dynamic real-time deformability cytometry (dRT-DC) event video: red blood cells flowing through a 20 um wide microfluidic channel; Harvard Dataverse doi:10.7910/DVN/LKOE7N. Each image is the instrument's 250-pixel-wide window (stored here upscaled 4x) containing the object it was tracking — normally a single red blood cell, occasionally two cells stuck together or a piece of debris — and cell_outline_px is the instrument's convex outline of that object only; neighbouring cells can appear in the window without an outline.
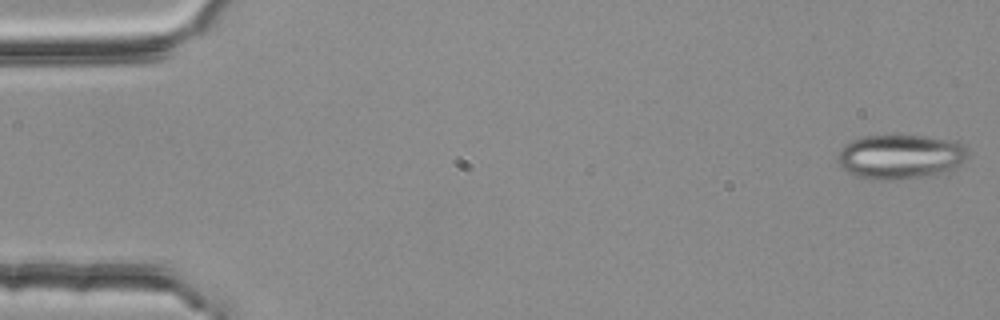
{"species": "common noctule bat (a hibernating species)", "species_latin": "Nyctalus noctula", "temperature_condition": "room temperature", "stored_images_in_passage": 54, "camera_frame_rate_fps": 3000, "um_per_image_px": 0.085, "animal": {"sex": "female", "body_mass_g": 25.1}, "frame": {"image": 1, "passage_image": 1, "time_ms": 0.0, "image_size_px": [1000, 320], "cell_outline_px": [[968, 156], [964, 160], [948, 172], [936, 176], [892, 180], [872, 180], [856, 176], [840, 168], [836, 160], [836, 156], [840, 148], [844, 144], [852, 140], [864, 136], [928, 136], [956, 140], [968, 148]], "centroid_in_image_um": [76.52, 13.33], "position_along_channel_um": 8.5, "area_um2": 34.56}}
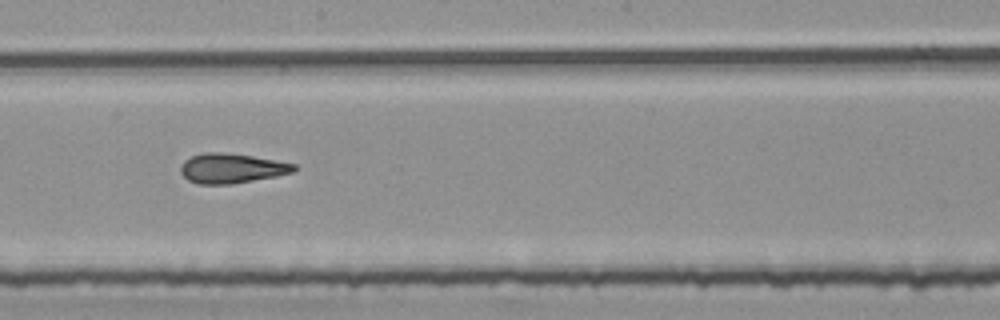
{"frame": {"image": 2, "passage_image": 30, "time_ms": 9.667, "image_size_px": [1000, 320], "cell_outline_px": [[296, 172], [276, 176], [232, 184], [200, 184], [188, 180], [180, 172], [180, 164], [184, 160], [192, 156], [204, 152], [224, 152], [252, 156], [296, 164]], "centroid_in_image_um": [19.68, 14.3], "position_along_channel_um": 228.5, "area_um2": 19.71}}
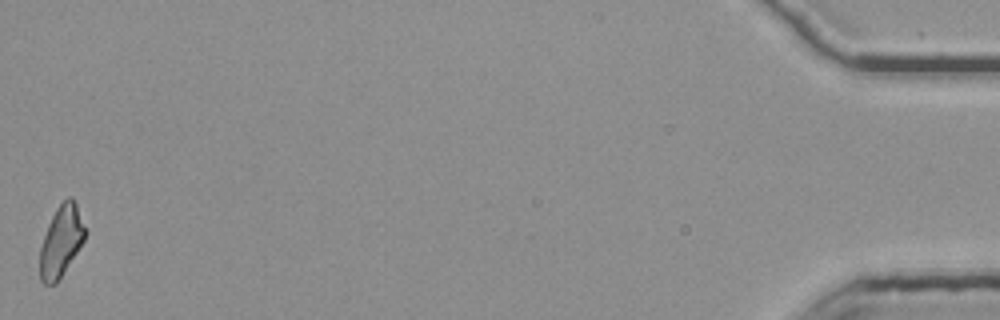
{"frame": {"image": 3, "passage_image": 54, "time_ms": 17.667, "image_size_px": [1000, 320], "cell_outline_px": [[88, 232], [84, 240], [56, 284], [44, 284], [40, 280], [40, 248], [48, 224], [56, 208], [68, 196], [72, 196], [76, 204]], "centroid_in_image_um": [5.21, 20.48], "position_along_channel_um": 430.0, "area_um2": 18.61}, "authors_computed_cell_mechanics": {"area_um2": 19.9121, "velocity_mm_per_s": 3.7764, "shape_relaxation_time_tau1_ms": null, "shape_relaxation_time_tau2_ms": 2.791, "deformation_change_tau1": null, "deformation_change_tau2": 0.1315}}